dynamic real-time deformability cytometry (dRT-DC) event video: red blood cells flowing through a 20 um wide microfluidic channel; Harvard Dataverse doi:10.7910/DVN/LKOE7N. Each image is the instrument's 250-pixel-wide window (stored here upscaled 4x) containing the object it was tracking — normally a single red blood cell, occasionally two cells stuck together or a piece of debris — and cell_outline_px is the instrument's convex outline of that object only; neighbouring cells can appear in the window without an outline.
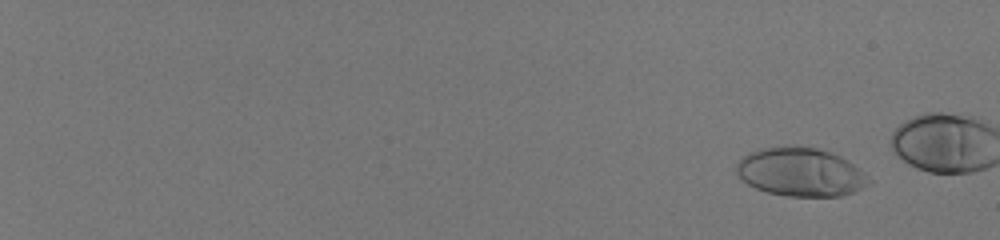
{"species": "human", "species_latin": "Homo sapiens", "temperature_condition": "room temperature", "stored_images_in_passage": 55, "camera_frame_rate_fps": 3000, "um_per_image_px": 0.085, "donor": {"sex": "male"}, "frame": {"image": 1, "passage_image": 7, "time_ms": 2.0, "image_size_px": [1000, 240], "cell_outline_px": [[872, 180], [868, 184], [852, 192], [840, 196], [784, 196], [768, 192], [756, 188], [748, 184], [736, 172], [736, 164], [748, 152], [760, 148], [816, 148], [840, 156], [848, 160]], "centroid_in_image_um": [68.04, 14.65], "position_along_channel_um": 17.0, "area_um2": 36.65}}
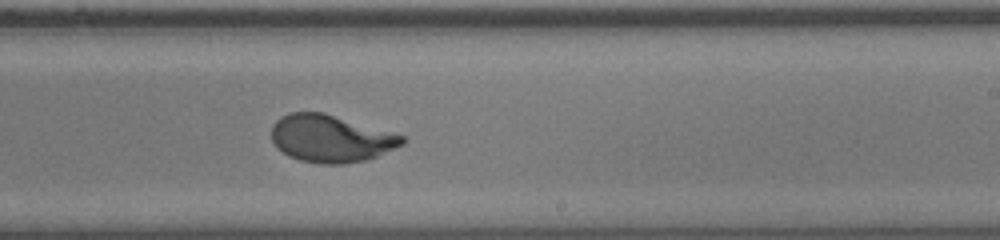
{"frame": {"image": 2, "passage_image": 42, "time_ms": 13.667, "image_size_px": [1000, 240], "cell_outline_px": [[404, 144], [376, 156], [364, 160], [340, 164], [320, 164], [300, 160], [288, 156], [276, 148], [272, 140], [272, 124], [280, 116], [288, 112], [324, 112], [404, 136]], "centroid_in_image_um": [28.06, 11.77], "position_along_channel_um": 260.9, "area_um2": 35.95}}
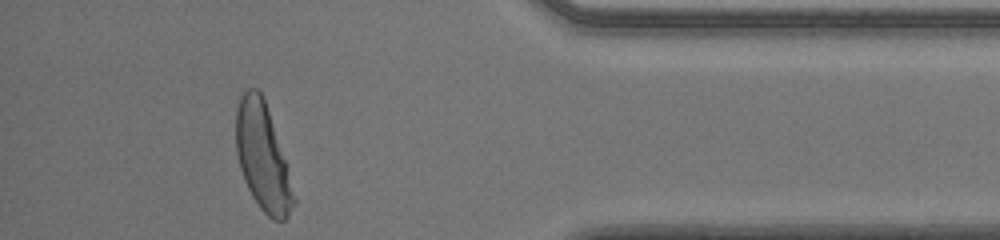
{"frame": {"image": 3, "passage_image": 55, "time_ms": 18.0, "image_size_px": [1000, 240], "cell_outline_px": [[296, 204], [288, 216], [284, 220], [272, 220], [260, 208], [252, 196], [244, 180], [240, 168], [236, 152], [236, 108], [240, 96], [248, 88], [256, 88], [260, 92], [264, 100], [284, 160], [296, 200]], "centroid_in_image_um": [22.3, 13.38], "position_along_channel_um": 412.9, "area_um2": 35.14}, "authors_computed_cell_mechanics": {"area_um2": 36.0094, "velocity_mm_per_s": 4.0027, "shape_relaxation_time_tau1_ms": 2.7359, "shape_relaxation_time_tau2_ms": null, "deformation_change_tau1": 0.2105, "deformation_change_tau2": null}}